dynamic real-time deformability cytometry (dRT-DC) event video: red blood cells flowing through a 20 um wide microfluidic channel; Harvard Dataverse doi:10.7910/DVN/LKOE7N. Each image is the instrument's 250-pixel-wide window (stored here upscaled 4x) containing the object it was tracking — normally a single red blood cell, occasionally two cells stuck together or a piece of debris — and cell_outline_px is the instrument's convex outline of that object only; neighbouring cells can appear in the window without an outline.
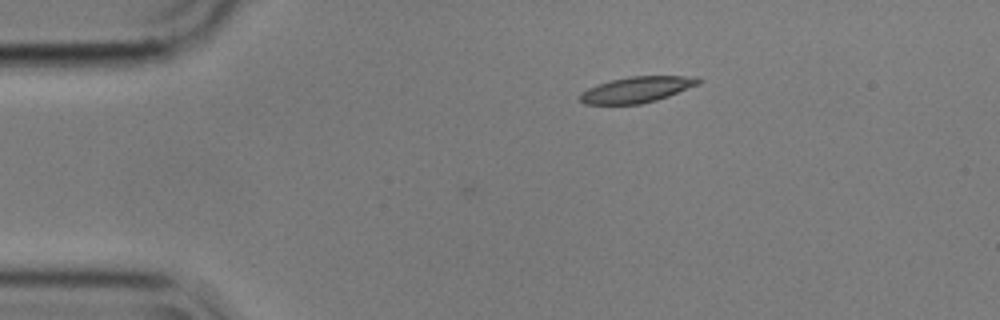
{"species": "common noctule bat (a hibernating species)", "species_latin": "Nyctalus noctula", "temperature_condition": "cold", "stored_images_in_passage": 4, "camera_frame_rate_fps": 3000, "um_per_image_px": 0.085, "animal": {"sex": "male", "body_mass_g": 17.9}, "frame": {"image": 1, "passage_image": 4, "time_ms": 1.0, "image_size_px": [1000, 320], "cell_outline_px": [[704, 80], [700, 84], [668, 96], [656, 100], [640, 104], [584, 104], [580, 100], [580, 92], [588, 88], [612, 80], [628, 76], [700, 76]], "centroid_in_image_um": [54.19, 7.6], "position_along_channel_um": 30.8, "area_um2": 17.92}}